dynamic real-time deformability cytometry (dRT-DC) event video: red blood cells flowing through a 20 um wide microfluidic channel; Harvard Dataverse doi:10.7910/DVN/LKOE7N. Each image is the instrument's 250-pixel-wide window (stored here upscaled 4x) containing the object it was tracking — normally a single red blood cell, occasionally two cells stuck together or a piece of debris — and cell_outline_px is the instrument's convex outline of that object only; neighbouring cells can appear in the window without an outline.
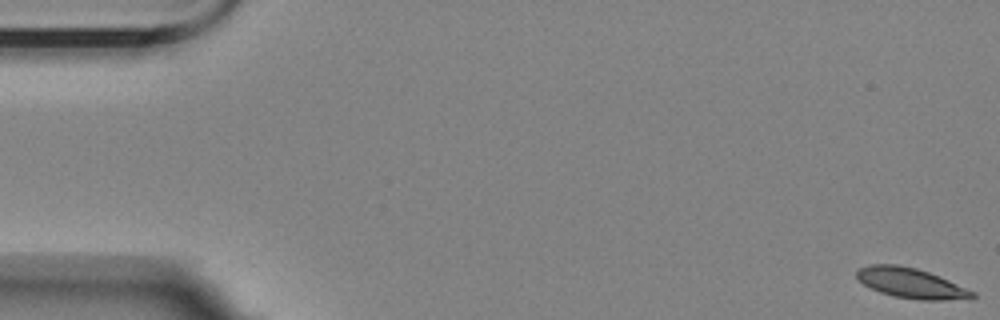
{"species": "Egyptian fruit bat (a non-hibernating species)", "species_latin": "Rousettus aegyptiacus", "temperature_condition": "room temperature", "stored_images_in_passage": 6, "camera_frame_rate_fps": 3000, "um_per_image_px": 0.085, "animal": {"sex": "female"}, "frame": {"image": 1, "passage_image": 1, "time_ms": 0.0, "image_size_px": [1000, 320], "cell_outline_px": [[976, 296], [972, 300], [920, 300], [892, 296], [880, 292], [864, 284], [856, 276], [856, 272], [860, 268], [872, 264], [896, 264], [916, 268], [940, 276], [976, 292]], "centroid_in_image_um": [77.51, 24.08], "position_along_channel_um": 7.5, "area_um2": 20.46}}
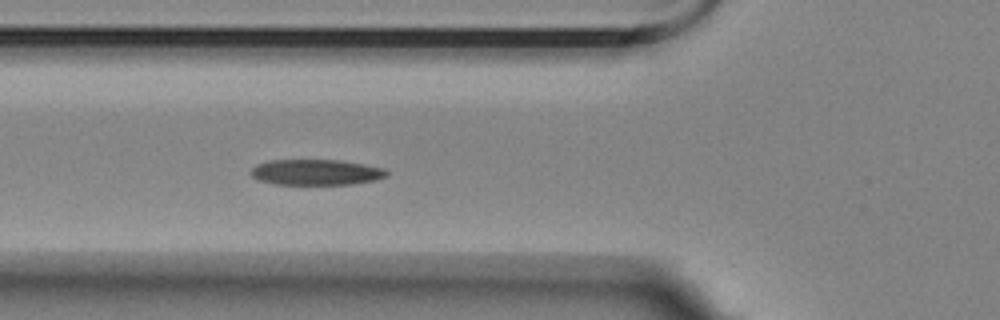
{"frame": {"image": 2, "passage_image": 6, "time_ms": 6.667, "image_size_px": [1000, 320], "cell_outline_px": [[388, 176], [376, 180], [352, 184], [276, 184], [256, 180], [248, 172], [256, 164], [268, 160], [340, 160], [364, 164], [384, 168], [388, 172]], "centroid_in_image_um": [26.84, 14.64], "position_along_channel_um": 99.0, "area_um2": 20.52}}